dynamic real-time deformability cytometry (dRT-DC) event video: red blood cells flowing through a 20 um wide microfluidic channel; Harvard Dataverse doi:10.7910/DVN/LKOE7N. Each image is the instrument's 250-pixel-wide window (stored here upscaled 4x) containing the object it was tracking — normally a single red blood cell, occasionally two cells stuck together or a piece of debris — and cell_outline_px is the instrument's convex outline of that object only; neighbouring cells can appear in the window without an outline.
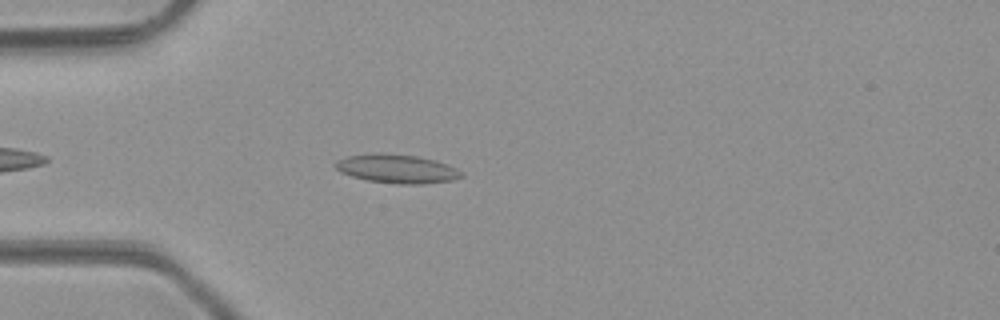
{"species": "common noctule bat (a hibernating species)", "species_latin": "Nyctalus noctula", "temperature_condition": "room temperature", "stored_images_in_passage": 27, "camera_frame_rate_fps": 3000, "um_per_image_px": 0.085, "animal": {"sex": "male", "body_mass_g": 23.1, "forearm_length_mm": 52.7}, "frame": {"image": 1, "passage_image": 6, "time_ms": 1.667, "image_size_px": [1000, 320], "cell_outline_px": [[464, 176], [452, 180], [424, 184], [396, 184], [368, 180], [352, 176], [340, 172], [336, 168], [336, 160], [348, 156], [376, 152], [380, 152], [416, 156], [432, 160], [456, 168]], "centroid_in_image_um": [33.7, 14.34], "position_along_channel_um": 51.3, "area_um2": 20.92}}
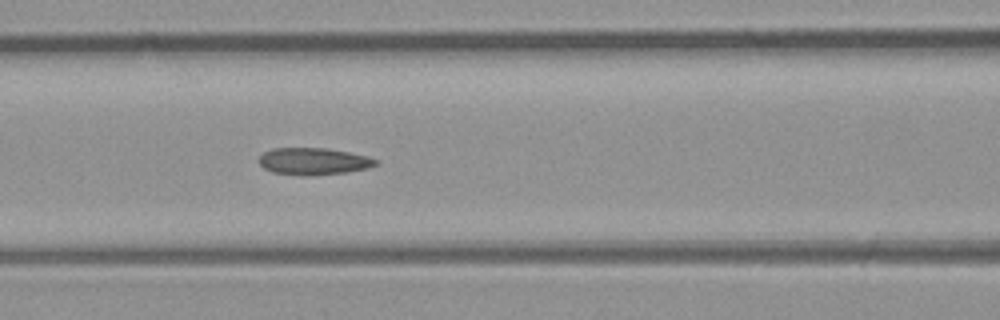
{"frame": {"image": 2, "passage_image": 13, "time_ms": 4.0, "image_size_px": [1000, 320], "cell_outline_px": [[376, 164], [368, 168], [348, 172], [308, 176], [304, 176], [272, 172], [264, 168], [256, 160], [264, 152], [272, 148], [324, 148], [348, 152], [368, 156], [376, 160]], "centroid_in_image_um": [26.6, 13.71], "position_along_channel_um": 140.0, "area_um2": 18.38}}
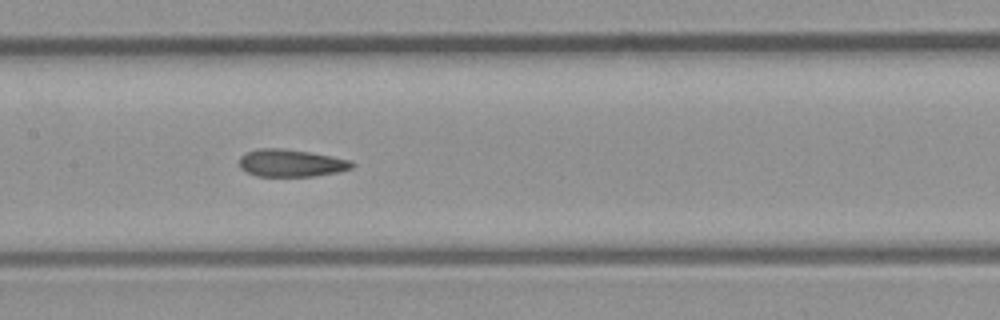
{"frame": {"image": 3, "passage_image": 16, "time_ms": 5.0, "image_size_px": [1000, 320], "cell_outline_px": [[356, 164], [352, 168], [336, 172], [316, 176], [256, 176], [240, 168], [240, 156], [244, 152], [256, 148], [284, 148], [312, 152], [352, 160]], "centroid_in_image_um": [24.74, 13.84], "position_along_channel_um": 182.7, "area_um2": 18.26}}